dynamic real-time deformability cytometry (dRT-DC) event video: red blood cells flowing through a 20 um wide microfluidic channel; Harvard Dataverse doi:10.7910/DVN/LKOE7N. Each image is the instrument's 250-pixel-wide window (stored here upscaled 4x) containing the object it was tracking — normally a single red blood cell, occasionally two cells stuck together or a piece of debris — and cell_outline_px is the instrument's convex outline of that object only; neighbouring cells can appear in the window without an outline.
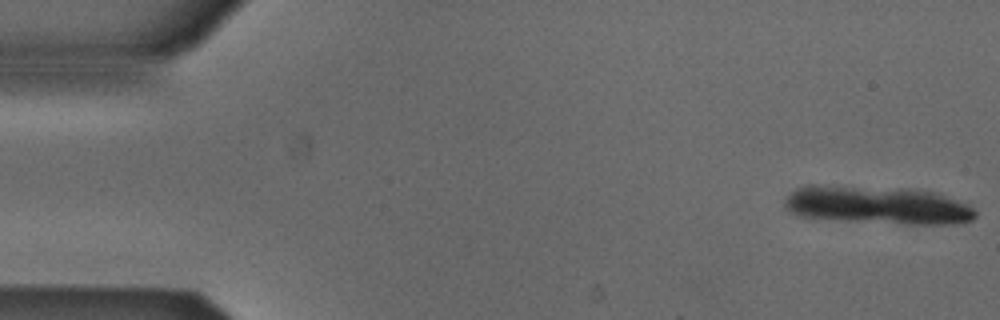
{"species": "Egyptian fruit bat (a non-hibernating species)", "species_latin": "Rousettus aegyptiacus", "temperature_condition": "cold", "stored_images_in_passage": 5, "camera_frame_rate_fps": 3000, "um_per_image_px": 0.085, "animal": {"sex": "male"}, "frame": {"image": 1, "passage_image": 1, "time_ms": 0.0, "image_size_px": [1000, 320], "cell_outline_px": [[976, 216], [972, 220], [956, 224], [904, 224], [848, 220], [804, 216], [792, 212], [784, 204], [784, 200], [796, 188], [808, 184], [816, 184], [908, 188], [932, 192], [968, 204], [976, 212]], "centroid_in_image_um": [74.6, 17.41], "position_along_channel_um": 10.4, "area_um2": 42.14}}
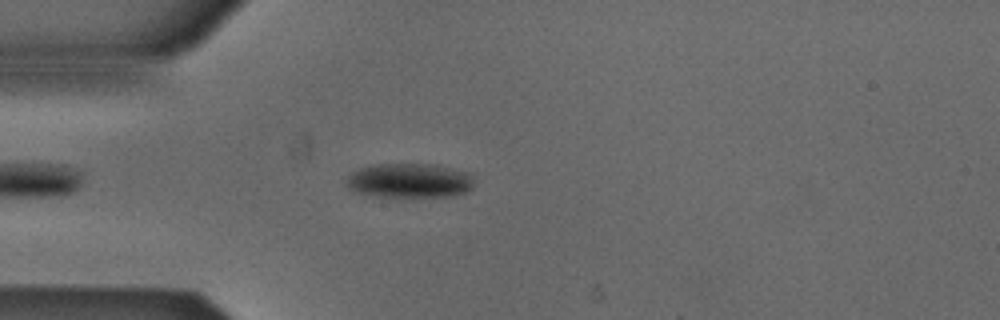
{"frame": {"image": 2, "passage_image": 4, "time_ms": 1.0, "image_size_px": [1000, 320], "cell_outline_px": [[472, 188], [464, 192], [452, 196], [376, 196], [352, 192], [344, 184], [344, 180], [352, 172], [360, 168], [376, 164], [436, 164], [472, 172]], "centroid_in_image_um": [34.78, 15.34], "position_along_channel_um": 50.2, "area_um2": 25.95}}